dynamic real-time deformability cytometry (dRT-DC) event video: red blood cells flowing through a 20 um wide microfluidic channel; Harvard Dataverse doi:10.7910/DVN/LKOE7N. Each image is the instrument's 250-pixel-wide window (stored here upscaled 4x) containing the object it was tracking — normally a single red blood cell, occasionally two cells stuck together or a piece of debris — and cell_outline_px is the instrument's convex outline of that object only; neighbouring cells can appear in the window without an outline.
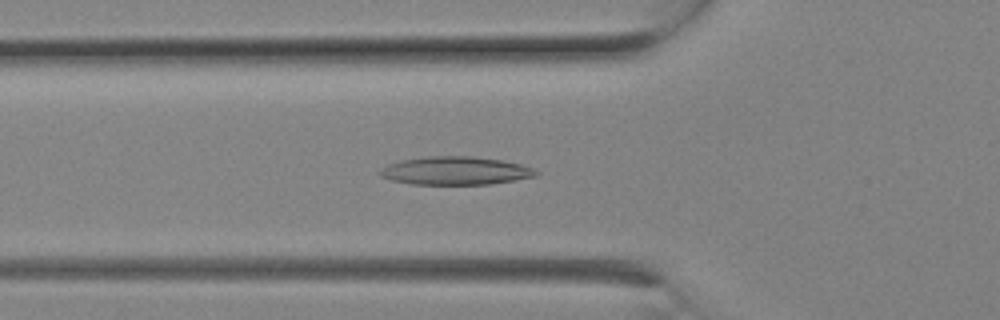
{"species": "Egyptian fruit bat (a non-hibernating species)", "species_latin": "Rousettus aegyptiacus", "temperature_condition": "room temperature", "stored_images_in_passage": 9, "camera_frame_rate_fps": 3000, "um_per_image_px": 0.085, "animal": {"sex": "female"}, "frame": {"image": 1, "passage_image": 6, "time_ms": 1.667, "image_size_px": [1000, 320], "cell_outline_px": [[540, 172], [536, 176], [488, 184], [412, 184], [392, 180], [380, 176], [376, 172], [380, 168], [388, 164], [400, 160], [428, 156], [472, 156], [500, 160], [520, 164], [532, 168]], "centroid_in_image_um": [38.65, 14.5], "position_along_channel_um": 87.2, "area_um2": 25.55}}
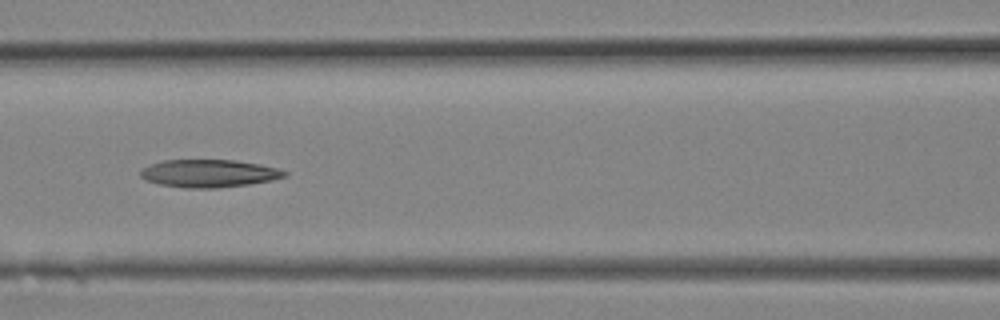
{"frame": {"image": 2, "passage_image": 8, "time_ms": 2.333, "image_size_px": [1000, 320], "cell_outline_px": [[288, 176], [272, 180], [248, 184], [216, 188], [188, 188], [160, 184], [144, 180], [140, 176], [140, 172], [144, 168], [152, 164], [164, 160], [236, 160], [260, 164], [280, 168], [288, 172]], "centroid_in_image_um": [17.81, 14.73], "position_along_channel_um": 148.8, "area_um2": 23.29}}
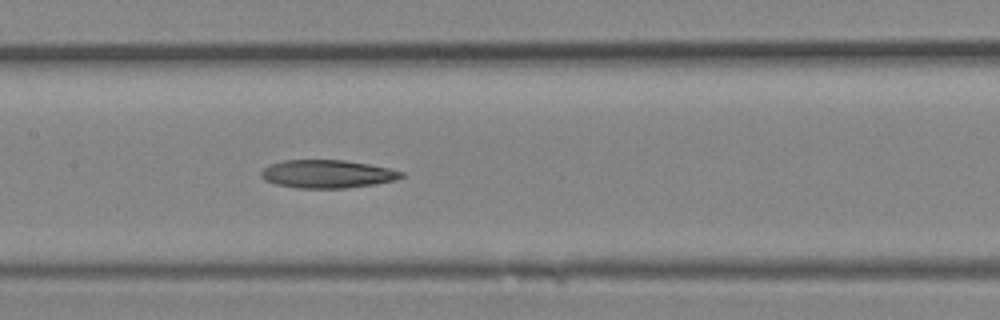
{"frame": {"image": 3, "passage_image": 9, "time_ms": 2.667, "image_size_px": [1000, 320], "cell_outline_px": [[404, 176], [396, 180], [376, 184], [344, 188], [296, 188], [276, 184], [264, 180], [260, 176], [260, 172], [264, 168], [272, 164], [284, 160], [344, 160], [368, 164], [388, 168], [404, 172]], "centroid_in_image_um": [27.82, 14.79], "position_along_channel_um": 179.6, "area_um2": 22.95}}